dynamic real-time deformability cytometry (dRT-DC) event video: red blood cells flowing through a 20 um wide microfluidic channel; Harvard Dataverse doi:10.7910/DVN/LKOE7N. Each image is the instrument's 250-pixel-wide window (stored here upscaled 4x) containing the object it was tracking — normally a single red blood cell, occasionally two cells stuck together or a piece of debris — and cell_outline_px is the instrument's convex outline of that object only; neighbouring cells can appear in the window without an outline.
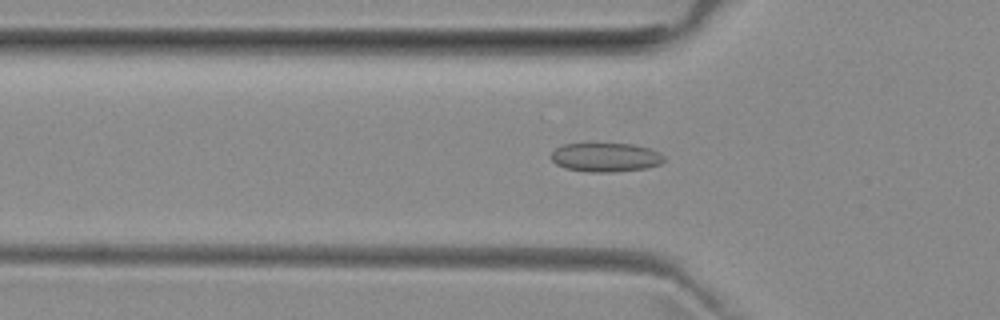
{"species": "common noctule bat (a hibernating species)", "species_latin": "Nyctalus noctula", "temperature_condition": "room temperature", "stored_images_in_passage": 40, "camera_frame_rate_fps": 3000, "um_per_image_px": 0.085, "animal": {"sex": "female", "body_mass_g": 29.2, "forearm_length_mm": 56.3}, "frame": {"image": 1, "passage_image": 5, "time_ms": 1.333, "image_size_px": [1000, 320], "cell_outline_px": [[664, 160], [660, 164], [648, 168], [612, 172], [588, 172], [564, 168], [556, 164], [552, 160], [552, 152], [556, 148], [564, 144], [596, 140], [632, 144], [648, 148], [660, 152], [664, 156]], "centroid_in_image_um": [51.46, 13.32], "position_along_channel_um": 74.3, "area_um2": 20.0}}
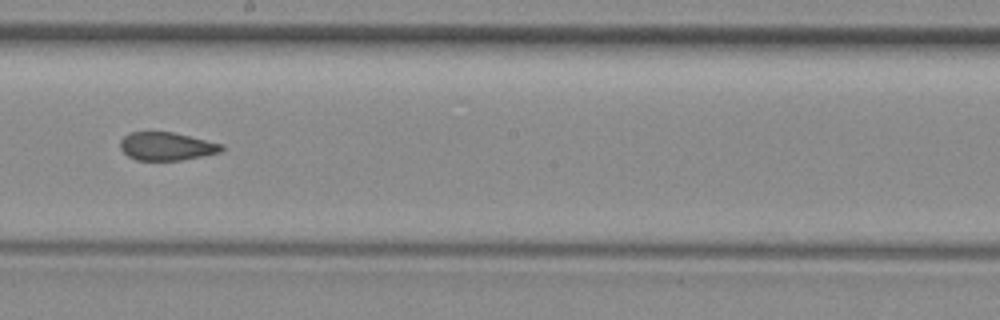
{"frame": {"image": 2, "passage_image": 17, "time_ms": 5.333, "image_size_px": [1000, 320], "cell_outline_px": [[224, 148], [220, 152], [180, 160], [136, 160], [128, 156], [120, 148], [120, 140], [124, 136], [132, 132], [172, 132], [224, 144]], "centroid_in_image_um": [14.15, 12.43], "position_along_channel_um": 234.1, "area_um2": 16.47}}
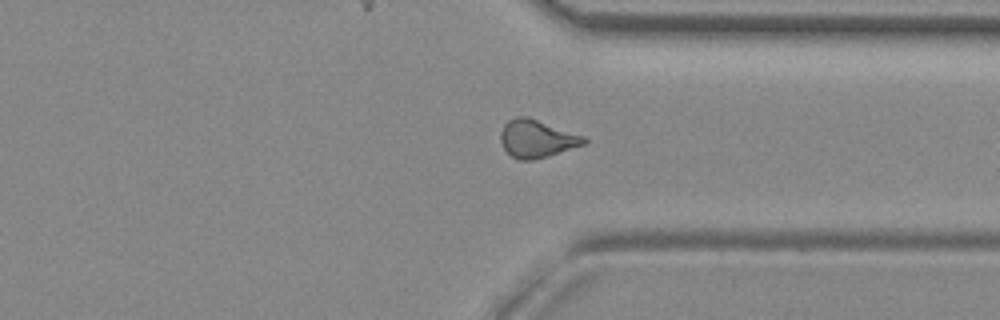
{"frame": {"image": 3, "passage_image": 27, "time_ms": 8.667, "image_size_px": [1000, 320], "cell_outline_px": [[588, 140], [584, 144], [548, 156], [532, 160], [520, 160], [512, 156], [504, 148], [500, 140], [500, 132], [504, 124], [508, 120], [516, 116], [524, 116], [588, 136]], "centroid_in_image_um": [45.65, 11.78], "position_along_channel_um": 365.8, "area_um2": 18.32}, "authors_computed_cell_mechanics": {"area_um2": 17.7157, "velocity_mm_per_s": 3.9815, "shape_relaxation_time_tau1_ms": null, "shape_relaxation_time_tau2_ms": 2.4556, "deformation_change_tau1": null, "deformation_change_tau2": 0.0928}}